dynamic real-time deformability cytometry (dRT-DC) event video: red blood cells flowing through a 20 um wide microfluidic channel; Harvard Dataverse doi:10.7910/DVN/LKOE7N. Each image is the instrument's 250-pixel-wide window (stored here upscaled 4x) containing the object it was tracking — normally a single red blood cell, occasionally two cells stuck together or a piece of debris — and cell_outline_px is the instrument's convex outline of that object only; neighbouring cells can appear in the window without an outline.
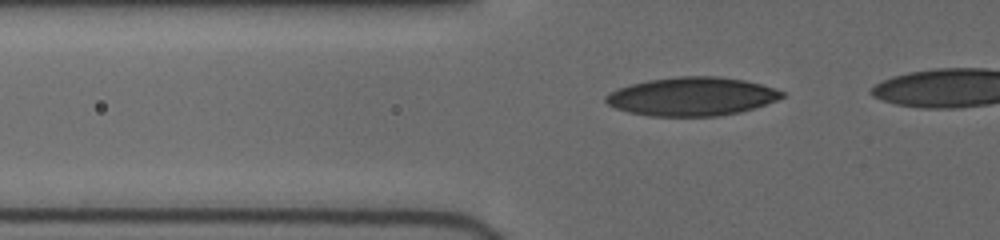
{"species": "human", "species_latin": "Homo sapiens", "temperature_condition": "cold", "stored_images_in_passage": 14, "camera_frame_rate_fps": 3000, "um_per_image_px": 0.085, "donor": {"sex": "female"}, "frame": {"image": 1, "passage_image": 11, "time_ms": 3.667, "image_size_px": [1000, 240], "cell_outline_px": [[784, 96], [776, 100], [740, 112], [720, 116], [652, 116], [628, 112], [616, 108], [608, 104], [604, 100], [604, 96], [620, 88], [632, 84], [648, 80], [680, 76], [720, 76], [744, 80], [776, 88], [784, 92]], "centroid_in_image_um": [58.82, 8.2], "position_along_channel_um": 67.0, "area_um2": 39.36}}